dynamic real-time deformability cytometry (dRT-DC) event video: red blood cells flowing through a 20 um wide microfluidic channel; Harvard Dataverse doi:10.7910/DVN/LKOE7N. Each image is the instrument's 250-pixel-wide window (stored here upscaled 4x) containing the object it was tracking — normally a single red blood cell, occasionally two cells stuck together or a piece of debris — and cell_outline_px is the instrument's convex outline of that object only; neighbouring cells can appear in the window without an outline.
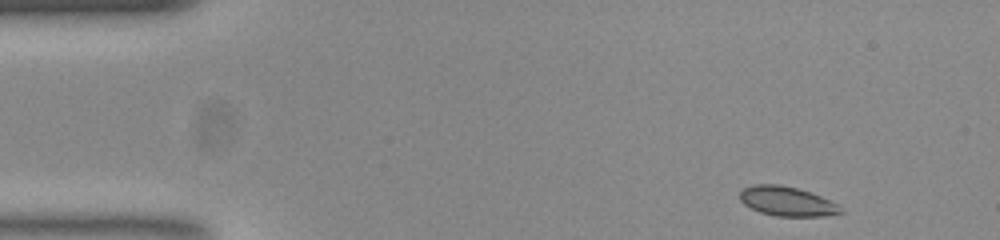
{"species": "common noctule bat (a hibernating species)", "species_latin": "Nyctalus noctula", "temperature_condition": "room temperature", "stored_images_in_passage": 48, "camera_frame_rate_fps": 3000, "um_per_image_px": 0.085, "animal": {"sex": "female", "body_mass_g": 23.0, "forearm_length_mm": 53.4}, "frame": {"image": 1, "passage_image": 1, "time_ms": 0.0, "image_size_px": [1000, 240], "cell_outline_px": [[844, 212], [824, 216], [776, 216], [760, 212], [744, 204], [740, 200], [740, 192], [744, 188], [752, 184], [780, 184], [796, 188], [820, 196], [836, 204]], "centroid_in_image_um": [66.85, 17.11], "position_along_channel_um": 18.1, "area_um2": 17.05}}
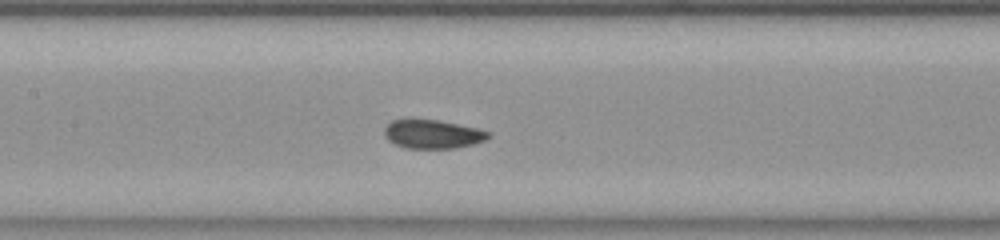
{"frame": {"image": 2, "passage_image": 20, "time_ms": 6.333, "image_size_px": [1000, 240], "cell_outline_px": [[492, 136], [484, 140], [472, 144], [456, 148], [404, 148], [388, 140], [384, 136], [384, 128], [392, 120], [440, 120], [476, 128], [492, 132]], "centroid_in_image_um": [36.79, 11.41], "position_along_channel_um": 170.6, "area_um2": 17.34}}
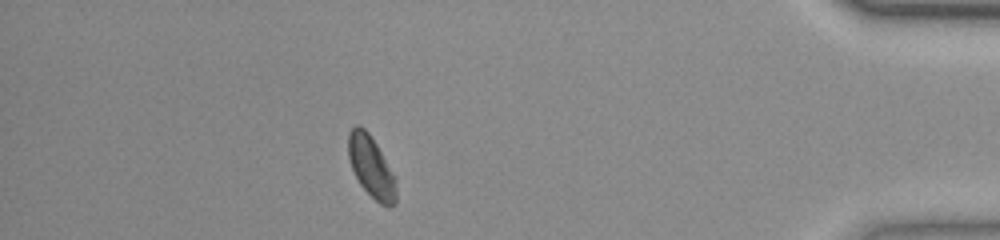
{"frame": {"image": 3, "passage_image": 42, "time_ms": 13.667, "image_size_px": [1000, 240], "cell_outline_px": [[396, 204], [388, 208], [380, 204], [360, 184], [352, 168], [348, 156], [348, 132], [356, 124], [360, 124], [368, 132], [376, 144], [396, 176]], "centroid_in_image_um": [31.57, 14.18], "position_along_channel_um": 403.6, "area_um2": 17.22}, "authors_computed_cell_mechanics": {"area_um2": 17.629, "velocity_mm_per_s": 3.8547, "shape_relaxation_time_tau1_ms": 4.5816, "shape_relaxation_time_tau2_ms": null, "deformation_change_tau1": 0.0925, "deformation_change_tau2": null}}